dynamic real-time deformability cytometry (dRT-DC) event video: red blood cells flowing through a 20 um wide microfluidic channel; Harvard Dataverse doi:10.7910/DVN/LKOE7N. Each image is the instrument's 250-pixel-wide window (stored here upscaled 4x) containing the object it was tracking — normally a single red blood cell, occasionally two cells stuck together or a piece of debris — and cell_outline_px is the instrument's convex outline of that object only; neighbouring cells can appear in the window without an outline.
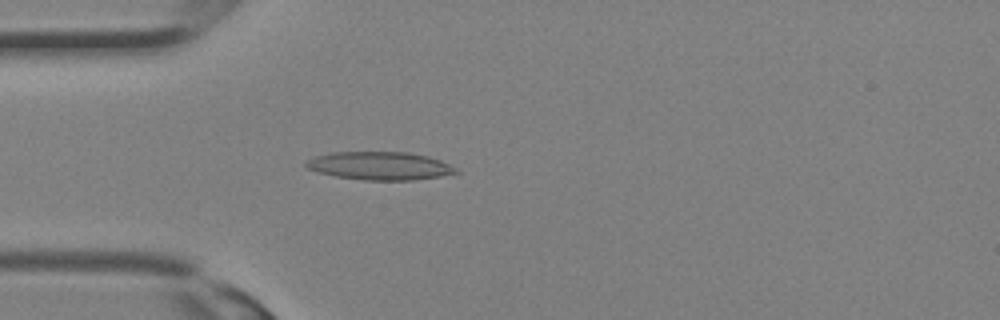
{"species": "Egyptian fruit bat (a non-hibernating species)", "species_latin": "Rousettus aegyptiacus", "temperature_condition": "room temperature", "stored_images_in_passage": 30, "camera_frame_rate_fps": 3000, "um_per_image_px": 0.085, "animal": {"sex": "female"}, "frame": {"image": 1, "passage_image": 8, "time_ms": 2.333, "image_size_px": [1000, 320], "cell_outline_px": [[460, 172], [440, 176], [412, 180], [364, 180], [336, 176], [316, 172], [308, 168], [304, 164], [308, 160], [316, 156], [332, 152], [408, 152], [428, 156], [440, 160], [456, 168]], "centroid_in_image_um": [32.28, 14.09], "position_along_channel_um": 52.7, "area_um2": 24.45}}
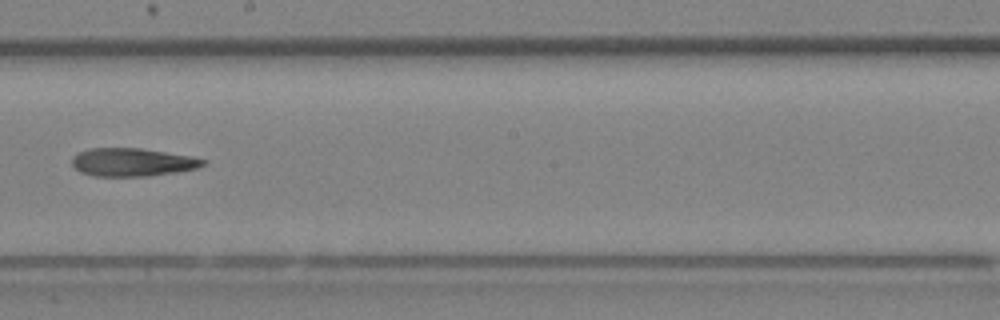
{"frame": {"image": 2, "passage_image": 17, "time_ms": 5.333, "image_size_px": [1000, 320], "cell_outline_px": [[208, 160], [204, 164], [196, 168], [176, 172], [148, 176], [92, 176], [80, 172], [72, 164], [72, 156], [88, 148], [140, 148], [192, 156]], "centroid_in_image_um": [11.24, 13.78], "position_along_channel_um": 237.0, "area_um2": 21.5}}
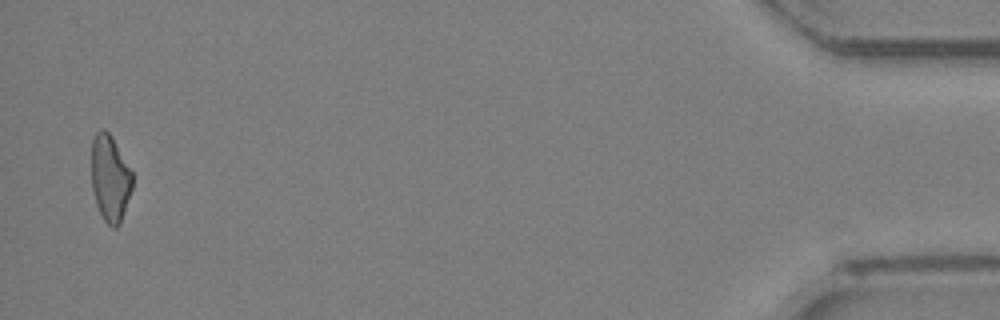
{"frame": {"image": 3, "passage_image": 30, "time_ms": 9.667, "image_size_px": [1000, 320], "cell_outline_px": [[132, 188], [120, 224], [116, 228], [112, 228], [104, 220], [96, 204], [92, 188], [92, 140], [96, 132], [100, 128], [104, 128], [112, 136], [132, 172]], "centroid_in_image_um": [9.35, 15.14], "position_along_channel_um": 425.8, "area_um2": 20.58}}